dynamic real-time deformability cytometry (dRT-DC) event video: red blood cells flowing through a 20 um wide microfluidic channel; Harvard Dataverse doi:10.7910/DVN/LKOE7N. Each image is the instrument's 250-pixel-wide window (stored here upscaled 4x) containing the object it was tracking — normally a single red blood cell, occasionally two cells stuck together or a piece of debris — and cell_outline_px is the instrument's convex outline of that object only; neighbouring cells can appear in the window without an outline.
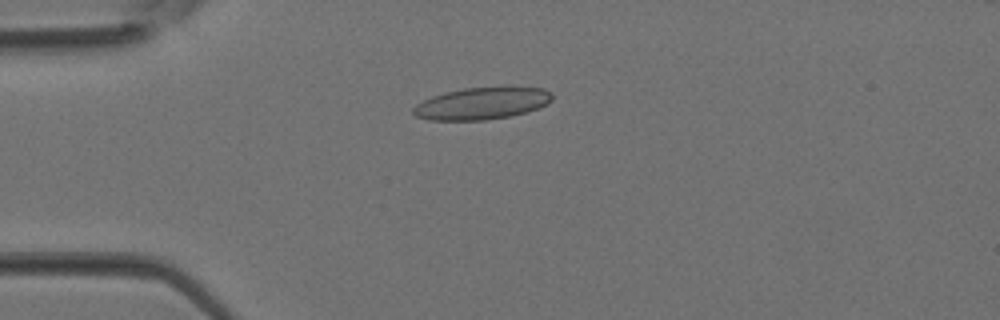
{"species": "Egyptian fruit bat (a non-hibernating species)", "species_latin": "Rousettus aegyptiacus", "temperature_condition": "room temperature", "stored_images_in_passage": 3, "camera_frame_rate_fps": 3000, "um_per_image_px": 0.085, "animal": {"sex": "female"}, "frame": {"image": 1, "passage_image": 2, "time_ms": 0.333, "image_size_px": [1000, 320], "cell_outline_px": [[552, 100], [548, 104], [524, 112], [508, 116], [484, 120], [428, 120], [416, 116], [412, 112], [412, 108], [416, 104], [432, 96], [444, 92], [464, 88], [544, 88], [552, 92]], "centroid_in_image_um": [40.91, 8.8], "position_along_channel_um": 44.1, "area_um2": 25.55}}
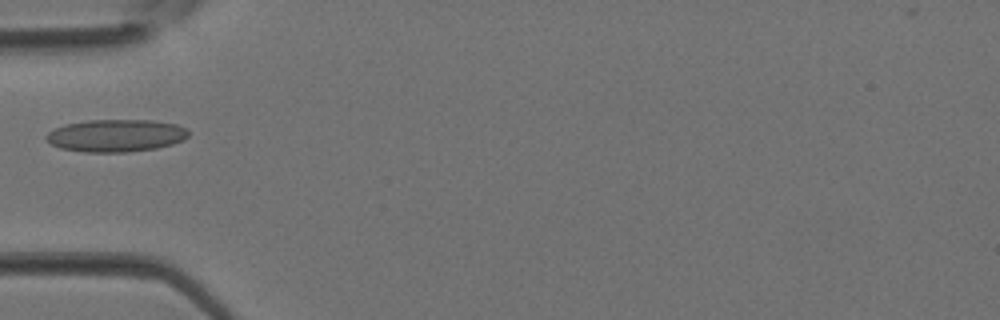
{"frame": {"image": 2, "passage_image": 3, "time_ms": 0.667, "image_size_px": [1000, 320], "cell_outline_px": [[188, 136], [184, 140], [172, 144], [156, 148], [124, 152], [84, 152], [60, 148], [52, 144], [44, 136], [48, 132], [64, 124], [88, 120], [152, 120], [176, 124], [188, 128]], "centroid_in_image_um": [9.87, 11.52], "position_along_channel_um": 75.1, "area_um2": 26.93}}